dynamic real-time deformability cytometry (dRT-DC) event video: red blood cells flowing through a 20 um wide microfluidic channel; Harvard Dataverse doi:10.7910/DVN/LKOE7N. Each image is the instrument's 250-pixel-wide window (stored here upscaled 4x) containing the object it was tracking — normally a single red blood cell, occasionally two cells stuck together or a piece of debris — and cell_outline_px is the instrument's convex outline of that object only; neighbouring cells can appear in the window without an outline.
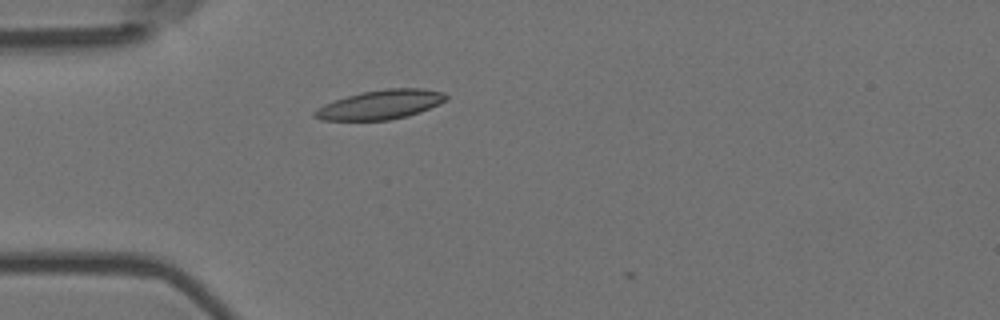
{"species": "Egyptian fruit bat (a non-hibernating species)", "species_latin": "Rousettus aegyptiacus", "temperature_condition": "room temperature", "stored_images_in_passage": 4, "camera_frame_rate_fps": 3000, "um_per_image_px": 0.085, "animal": {"sex": "female"}, "frame": {"image": 1, "passage_image": 3, "time_ms": 0.667, "image_size_px": [1000, 320], "cell_outline_px": [[448, 100], [420, 112], [408, 116], [388, 120], [320, 120], [312, 116], [312, 112], [316, 108], [324, 104], [348, 96], [364, 92], [384, 88], [424, 88], [444, 92], [448, 96]], "centroid_in_image_um": [32.36, 8.89], "position_along_channel_um": 52.6, "area_um2": 22.48}}